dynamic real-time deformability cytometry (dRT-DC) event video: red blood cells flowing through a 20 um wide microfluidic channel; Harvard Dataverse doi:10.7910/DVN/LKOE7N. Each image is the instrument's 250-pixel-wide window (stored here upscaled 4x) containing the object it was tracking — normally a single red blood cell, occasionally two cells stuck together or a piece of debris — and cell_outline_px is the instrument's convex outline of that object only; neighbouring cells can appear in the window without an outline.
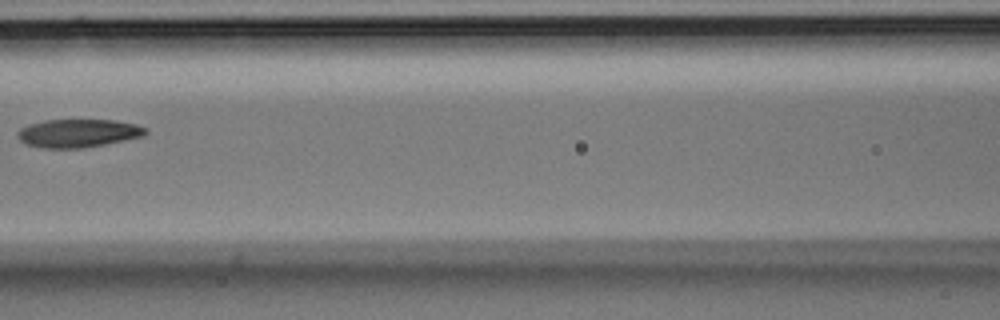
{"species": "Egyptian fruit bat (a non-hibernating species)", "species_latin": "Rousettus aegyptiacus", "temperature_condition": "room temperature", "stored_images_in_passage": 7, "camera_frame_rate_fps": 3000, "um_per_image_px": 0.085, "animal": {"sex": "male"}, "frame": {"image": 1, "passage_image": 7, "time_ms": 2.0, "image_size_px": [1000, 320], "cell_outline_px": [[148, 132], [144, 136], [84, 148], [40, 148], [24, 144], [16, 136], [16, 132], [20, 128], [28, 124], [44, 120], [116, 120], [136, 124], [148, 128]], "centroid_in_image_um": [6.61, 11.32], "position_along_channel_um": 160.0, "area_um2": 21.33}}